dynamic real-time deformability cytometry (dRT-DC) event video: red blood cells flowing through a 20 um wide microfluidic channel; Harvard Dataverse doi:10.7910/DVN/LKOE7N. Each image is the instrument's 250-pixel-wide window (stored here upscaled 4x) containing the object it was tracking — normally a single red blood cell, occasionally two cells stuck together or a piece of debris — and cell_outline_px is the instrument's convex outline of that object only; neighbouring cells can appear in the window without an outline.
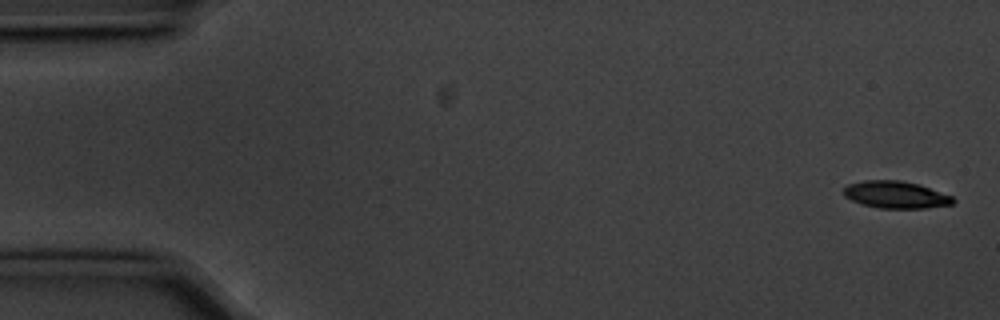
{"species": "common noctule bat (a hibernating species)", "species_latin": "Nyctalus noctula", "temperature_condition": "cold", "stored_images_in_passage": 35, "camera_frame_rate_fps": 3000, "um_per_image_px": 0.085, "animal": {"sex": "male", "body_mass_g": 20.1, "forearm_length_mm": 53.5}, "frame": {"image": 1, "passage_image": 1, "time_ms": 0.0, "image_size_px": [1000, 320], "cell_outline_px": [[956, 200], [952, 204], [924, 208], [880, 208], [864, 204], [852, 200], [844, 196], [844, 188], [848, 184], [864, 180], [900, 180], [920, 184], [952, 196]], "centroid_in_image_um": [76.16, 16.54], "position_along_channel_um": 8.8, "area_um2": 17.22}}
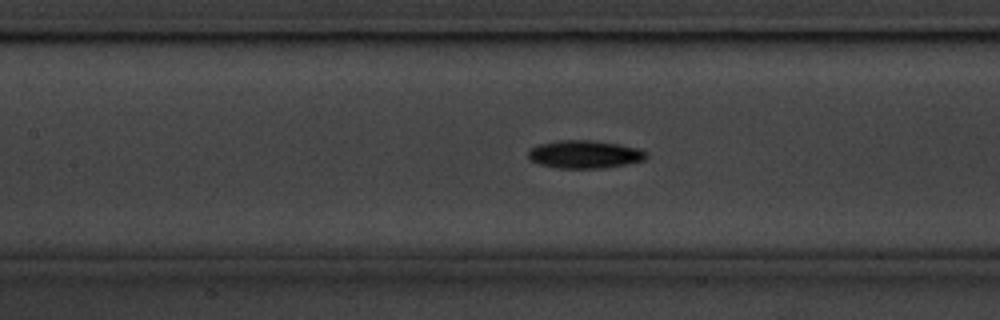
{"frame": {"image": 2, "passage_image": 24, "time_ms": 7.667, "image_size_px": [1000, 320], "cell_outline_px": [[648, 156], [644, 160], [624, 164], [600, 168], [560, 168], [540, 164], [532, 160], [528, 156], [528, 152], [536, 144], [560, 140], [592, 140], [620, 144], [640, 148], [648, 152]], "centroid_in_image_um": [49.72, 13.1], "position_along_channel_um": 157.7, "area_um2": 19.19}}
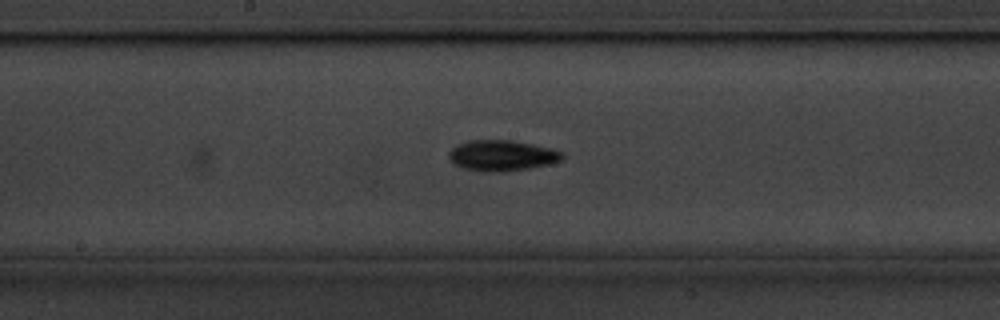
{"frame": {"image": 3, "passage_image": 28, "time_ms": 9.0, "image_size_px": [1000, 320], "cell_outline_px": [[564, 156], [560, 160], [548, 164], [528, 168], [504, 172], [484, 172], [464, 168], [456, 164], [448, 156], [448, 152], [456, 144], [468, 140], [512, 140], [552, 148], [560, 152]], "centroid_in_image_um": [42.63, 13.21], "position_along_channel_um": 205.6, "area_um2": 20.23}}